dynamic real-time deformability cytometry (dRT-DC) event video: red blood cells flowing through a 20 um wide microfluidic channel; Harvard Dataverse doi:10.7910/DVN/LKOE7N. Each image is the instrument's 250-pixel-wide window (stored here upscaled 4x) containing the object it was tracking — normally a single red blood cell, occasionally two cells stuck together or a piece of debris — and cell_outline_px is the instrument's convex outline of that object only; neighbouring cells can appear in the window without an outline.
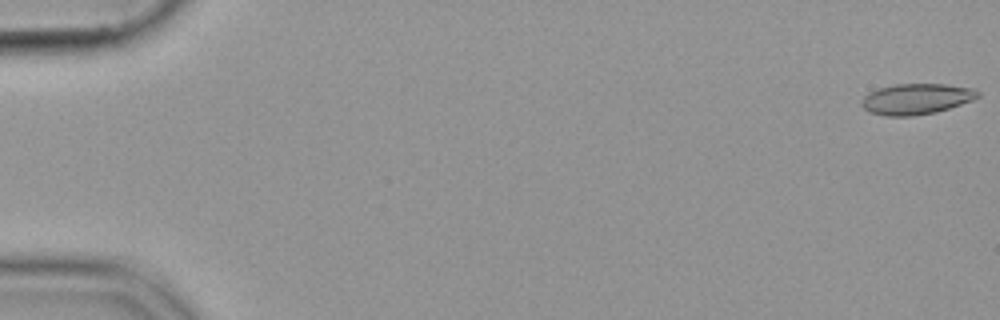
{"species": "common noctule bat (a hibernating species)", "species_latin": "Nyctalus noctula", "temperature_condition": "cold", "stored_images_in_passage": 54, "camera_frame_rate_fps": 3000, "um_per_image_px": 0.085, "animal": {"sex": "female", "body_mass_g": 19.9}, "frame": {"image": 1, "passage_image": 1, "time_ms": 0.0, "image_size_px": [1000, 320], "cell_outline_px": [[980, 96], [972, 100], [936, 112], [912, 116], [884, 116], [868, 112], [860, 104], [864, 96], [868, 92], [880, 88], [896, 84], [944, 84], [976, 88], [980, 92]], "centroid_in_image_um": [77.88, 8.41], "position_along_channel_um": 7.1, "area_um2": 20.92}}
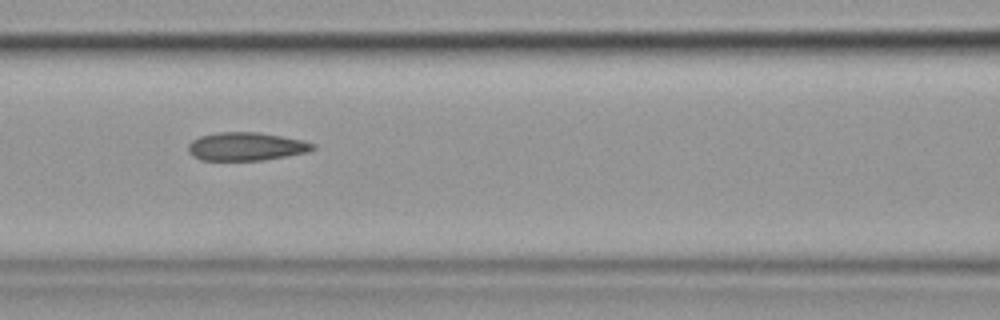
{"frame": {"image": 2, "passage_image": 25, "time_ms": 8.0, "image_size_px": [1000, 320], "cell_outline_px": [[316, 148], [308, 152], [288, 156], [264, 160], [200, 160], [192, 156], [188, 152], [188, 144], [192, 140], [200, 136], [216, 132], [260, 132], [304, 140], [316, 144]], "centroid_in_image_um": [20.94, 12.45], "position_along_channel_um": 145.7, "area_um2": 20.81}}
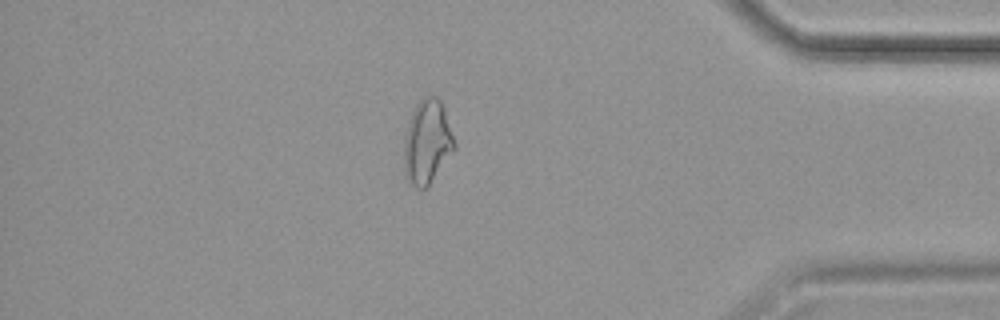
{"frame": {"image": 3, "passage_image": 48, "time_ms": 15.667, "image_size_px": [1000, 320], "cell_outline_px": [[456, 148], [428, 188], [416, 188], [404, 176], [404, 136], [408, 120], [416, 104], [424, 96], [436, 96], [440, 100], [444, 108], [456, 144]], "centroid_in_image_um": [36.3, 12.09], "position_along_channel_um": 398.9, "area_um2": 25.03}}